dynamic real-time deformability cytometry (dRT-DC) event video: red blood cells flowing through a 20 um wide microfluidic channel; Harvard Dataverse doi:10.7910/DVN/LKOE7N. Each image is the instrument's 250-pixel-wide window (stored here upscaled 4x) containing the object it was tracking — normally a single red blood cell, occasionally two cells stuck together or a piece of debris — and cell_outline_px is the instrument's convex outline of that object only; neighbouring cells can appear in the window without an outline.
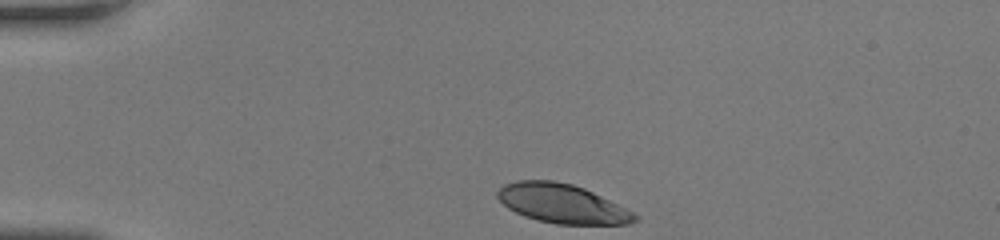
{"species": "human", "species_latin": "Homo sapiens", "temperature_condition": "room temperature", "stored_images_in_passage": 32, "camera_frame_rate_fps": 3000, "um_per_image_px": 0.085, "donor": {"sex": "female"}, "frame": {"image": 1, "passage_image": 1, "time_ms": 0.0, "image_size_px": [1000, 240], "cell_outline_px": [[640, 220], [628, 224], [556, 224], [524, 216], [508, 208], [496, 196], [496, 192], [504, 184], [516, 180], [552, 180], [572, 184], [584, 188], [632, 212]], "centroid_in_image_um": [47.74, 17.3], "position_along_channel_um": 37.3, "area_um2": 30.92}}
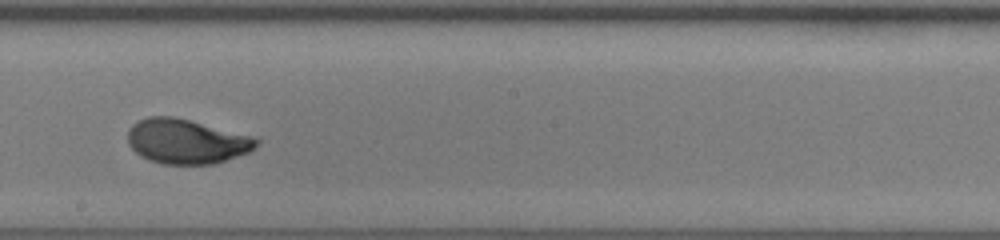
{"frame": {"image": 2, "passage_image": 19, "time_ms": 6.0, "image_size_px": [1000, 240], "cell_outline_px": [[260, 144], [248, 152], [212, 164], [164, 164], [148, 160], [140, 156], [128, 144], [128, 128], [132, 124], [148, 116], [172, 116], [252, 136], [260, 140]], "centroid_in_image_um": [15.81, 12.02], "position_along_channel_um": 232.4, "area_um2": 33.23}}
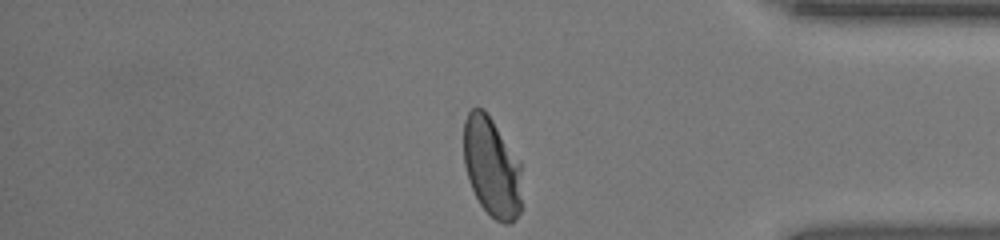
{"frame": {"image": 3, "passage_image": 32, "time_ms": 10.333, "image_size_px": [1000, 240], "cell_outline_px": [[524, 208], [508, 224], [504, 224], [496, 220], [480, 204], [468, 180], [464, 164], [464, 120], [468, 112], [472, 108], [484, 108], [492, 120], [520, 164]], "centroid_in_image_um": [41.81, 14.24], "position_along_channel_um": 393.4, "area_um2": 33.81}, "authors_computed_cell_mechanics": {"area_um2": 33.7841, "velocity_mm_per_s": 4.1676, "shape_relaxation_time_tau1_ms": 3.7915, "shape_relaxation_time_tau2_ms": null, "deformation_change_tau1": 0.1779, "deformation_change_tau2": null}}